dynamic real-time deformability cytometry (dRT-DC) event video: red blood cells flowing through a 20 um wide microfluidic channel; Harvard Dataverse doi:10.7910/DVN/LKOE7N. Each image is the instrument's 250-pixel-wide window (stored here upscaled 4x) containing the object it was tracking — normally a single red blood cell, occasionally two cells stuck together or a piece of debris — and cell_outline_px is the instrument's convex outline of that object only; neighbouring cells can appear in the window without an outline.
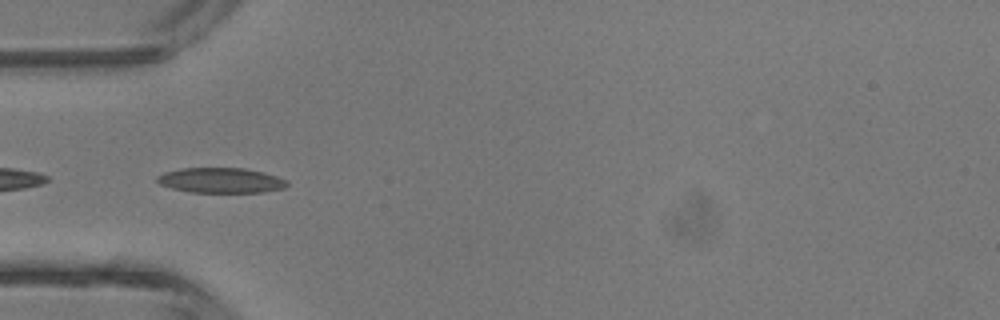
{"species": "common noctule bat (a hibernating species)", "species_latin": "Nyctalus noctula", "temperature_condition": "room temperature", "stored_images_in_passage": 5, "segment_of_instrument_passage": [2, 2], "camera_frame_rate_fps": 3000, "um_per_image_px": 0.085, "animal": {"sex": "male", "body_mass_g": 13.3}, "frame": {"image": 1, "passage_image": 4, "time_ms": 3.667, "image_size_px": [1000, 320], "cell_outline_px": [[288, 184], [284, 188], [264, 192], [188, 192], [172, 188], [160, 184], [156, 180], [156, 176], [164, 172], [180, 168], [244, 168], [264, 172], [288, 180]], "centroid_in_image_um": [18.77, 15.32], "position_along_channel_um": 66.2, "area_um2": 19.13}}
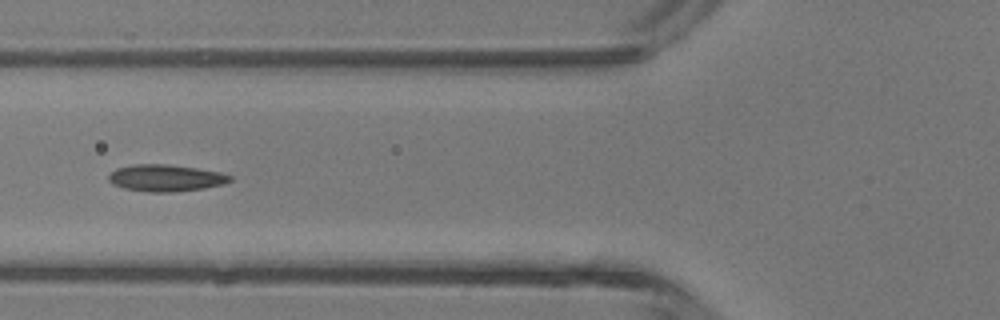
{"frame": {"image": 2, "passage_image": 5, "time_ms": 4.667, "image_size_px": [1000, 320], "cell_outline_px": [[232, 180], [224, 184], [204, 188], [172, 192], [148, 192], [124, 188], [112, 184], [108, 180], [108, 176], [116, 168], [136, 164], [168, 164], [196, 168], [220, 172], [232, 176]], "centroid_in_image_um": [14.09, 15.13], "position_along_channel_um": 111.7, "area_um2": 18.96}}